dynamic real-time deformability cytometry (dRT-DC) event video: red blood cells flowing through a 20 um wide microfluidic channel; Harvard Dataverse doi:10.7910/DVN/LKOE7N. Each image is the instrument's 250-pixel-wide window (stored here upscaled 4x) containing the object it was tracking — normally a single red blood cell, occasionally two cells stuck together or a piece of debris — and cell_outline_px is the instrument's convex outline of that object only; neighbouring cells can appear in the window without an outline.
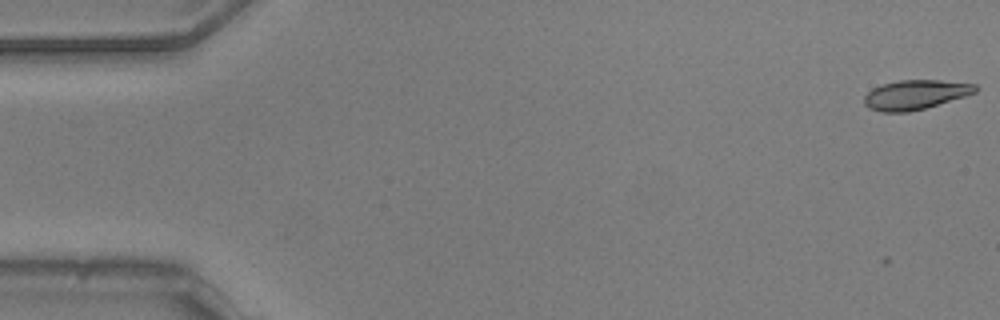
{"species": "common noctule bat (a hibernating species)", "species_latin": "Nyctalus noctula", "temperature_condition": "warm", "stored_images_in_passage": 7, "segment_of_instrument_passage": [1, 2], "camera_frame_rate_fps": 3000, "um_per_image_px": 0.085, "animal": {"sex": "male", "body_mass_g": 20.5, "forearm_length_mm": 52.5}, "frame": {"image": 1, "passage_image": 1, "time_ms": 0.0, "image_size_px": [1000, 320], "cell_outline_px": [[976, 88], [972, 92], [920, 108], [876, 108], [868, 104], [868, 96], [876, 88], [888, 84], [912, 80], [928, 80], [964, 84]], "centroid_in_image_um": [77.85, 7.98], "position_along_channel_um": 7.1, "area_um2": 15.61}}